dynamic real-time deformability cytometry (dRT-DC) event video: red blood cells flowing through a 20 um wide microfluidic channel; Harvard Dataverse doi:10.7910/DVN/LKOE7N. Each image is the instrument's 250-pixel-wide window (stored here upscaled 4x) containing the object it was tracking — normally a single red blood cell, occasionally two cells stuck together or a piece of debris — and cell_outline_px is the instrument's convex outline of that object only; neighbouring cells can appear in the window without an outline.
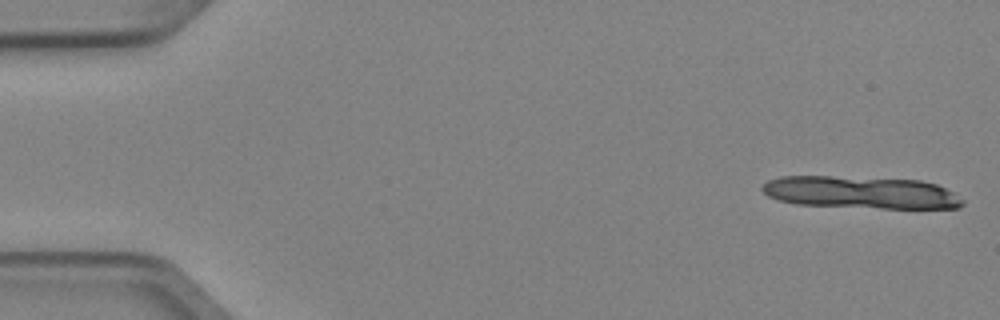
{"species": "Egyptian fruit bat (a non-hibernating species)", "species_latin": "Rousettus aegyptiacus", "temperature_condition": "cold", "stored_images_in_passage": 5, "camera_frame_rate_fps": 3000, "um_per_image_px": 0.085, "animal": {"sex": "female"}, "frame": {"image": 1, "passage_image": 1, "time_ms": 0.0, "image_size_px": [1000, 320], "cell_outline_px": [[964, 204], [960, 208], [880, 208], [796, 204], [780, 200], [768, 196], [760, 188], [768, 180], [780, 176], [832, 176], [920, 180], [936, 184], [952, 192], [964, 200]], "centroid_in_image_um": [73.17, 16.35], "position_along_channel_um": 11.8, "area_um2": 37.69}}
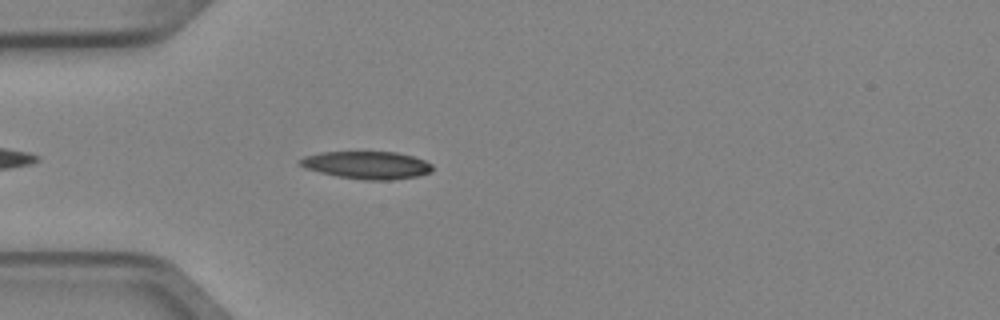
{"frame": {"image": 2, "passage_image": 5, "time_ms": 1.333, "image_size_px": [1000, 320], "cell_outline_px": [[432, 172], [420, 176], [392, 180], [364, 180], [336, 176], [304, 168], [300, 164], [300, 160], [304, 156], [320, 152], [396, 152], [412, 156], [424, 160], [432, 164]], "centroid_in_image_um": [31.21, 14.04], "position_along_channel_um": 53.8, "area_um2": 21.39}}